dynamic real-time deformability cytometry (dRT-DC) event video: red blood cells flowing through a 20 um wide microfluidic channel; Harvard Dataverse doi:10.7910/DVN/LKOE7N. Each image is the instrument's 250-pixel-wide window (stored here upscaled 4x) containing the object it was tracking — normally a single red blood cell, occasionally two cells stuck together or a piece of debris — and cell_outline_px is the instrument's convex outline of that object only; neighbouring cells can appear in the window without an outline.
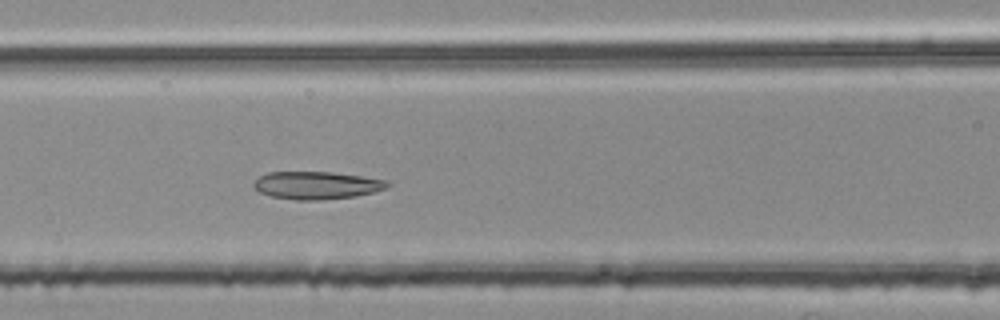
{"species": "common noctule bat (a hibernating species)", "species_latin": "Nyctalus noctula", "temperature_condition": "room temperature", "stored_images_in_passage": 45, "segment_of_instrument_passage": [2, 3], "camera_frame_rate_fps": 3000, "um_per_image_px": 0.085, "animal": {"sex": "female", "body_mass_g": 25.1}, "frame": {"image": 1, "passage_image": 21, "time_ms": 6.667, "image_size_px": [1000, 320], "cell_outline_px": [[392, 184], [376, 192], [356, 196], [320, 200], [296, 200], [272, 196], [260, 192], [252, 184], [260, 176], [268, 172], [332, 172], [388, 180]], "centroid_in_image_um": [26.95, 15.75], "position_along_channel_um": 139.7, "area_um2": 21.5}}
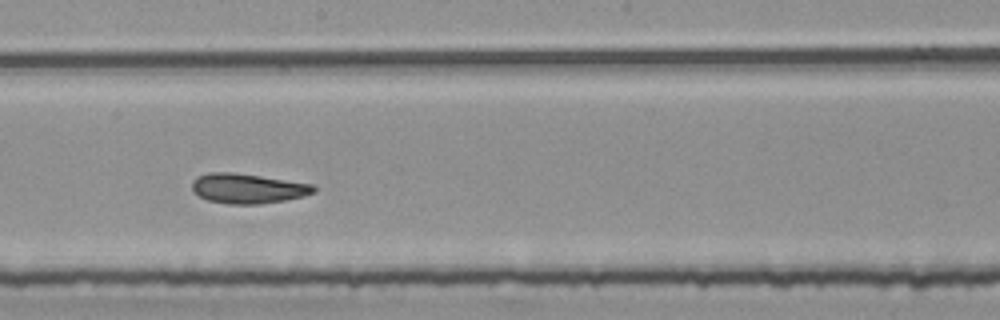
{"frame": {"image": 2, "passage_image": 28, "time_ms": 9.0, "image_size_px": [1000, 320], "cell_outline_px": [[316, 192], [304, 196], [284, 200], [260, 204], [228, 204], [208, 200], [192, 192], [192, 180], [196, 176], [208, 172], [232, 172], [260, 176], [312, 184], [316, 188]], "centroid_in_image_um": [21.02, 16.01], "position_along_channel_um": 227.2, "area_um2": 21.21}}
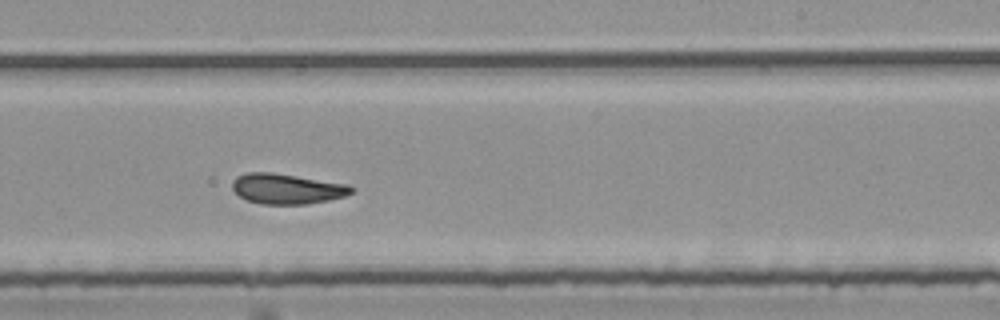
{"frame": {"image": 3, "passage_image": 31, "time_ms": 10.0, "image_size_px": [1000, 320], "cell_outline_px": [[352, 192], [344, 196], [328, 200], [308, 204], [260, 204], [248, 200], [240, 196], [232, 188], [232, 180], [236, 176], [248, 172], [272, 172], [348, 184], [352, 188]], "centroid_in_image_um": [24.35, 16.04], "position_along_channel_um": 264.6, "area_um2": 20.92}}